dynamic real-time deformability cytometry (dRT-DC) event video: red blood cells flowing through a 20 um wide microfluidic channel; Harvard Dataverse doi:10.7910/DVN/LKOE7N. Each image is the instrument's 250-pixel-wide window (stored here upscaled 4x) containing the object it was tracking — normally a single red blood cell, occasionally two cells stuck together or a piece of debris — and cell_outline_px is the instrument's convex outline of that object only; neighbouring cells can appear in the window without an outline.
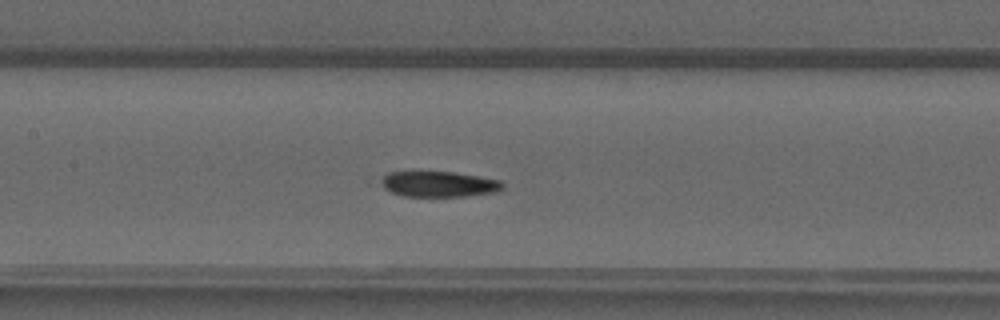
{"species": "common noctule bat (a hibernating species)", "species_latin": "Nyctalus noctula", "temperature_condition": "warm", "stored_images_in_passage": 40, "camera_frame_rate_fps": 3000, "um_per_image_px": 0.085, "animal": {"sex": "male", "forearm_length_mm": 52.5}, "frame": {"image": 1, "passage_image": 15, "time_ms": 4.667, "image_size_px": [1000, 320], "cell_outline_px": [[504, 188], [500, 192], [468, 196], [404, 196], [368, 184], [368, 176], [388, 172], [452, 172], [480, 176], [500, 180], [504, 184]], "centroid_in_image_um": [37.01, 15.63], "position_along_channel_um": 170.4, "area_um2": 19.54}}
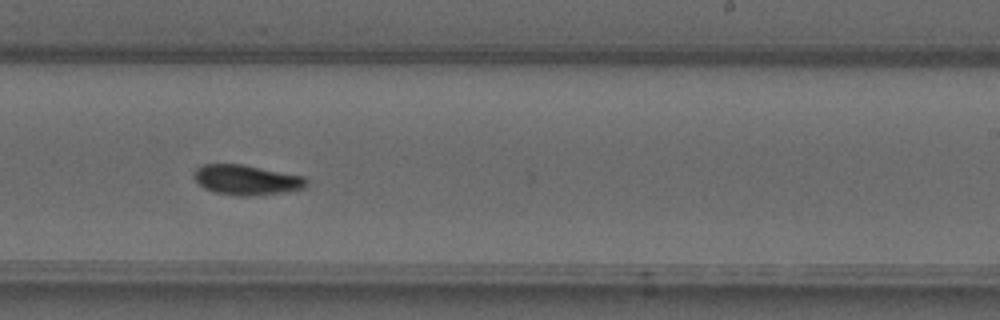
{"frame": {"image": 2, "passage_image": 22, "time_ms": 7.0, "image_size_px": [1000, 320], "cell_outline_px": [[308, 184], [304, 188], [284, 192], [252, 196], [240, 196], [216, 192], [204, 188], [192, 176], [192, 172], [200, 164], [240, 164], [304, 176], [308, 180]], "centroid_in_image_um": [20.94, 15.29], "position_along_channel_um": 268.1, "area_um2": 19.71}}
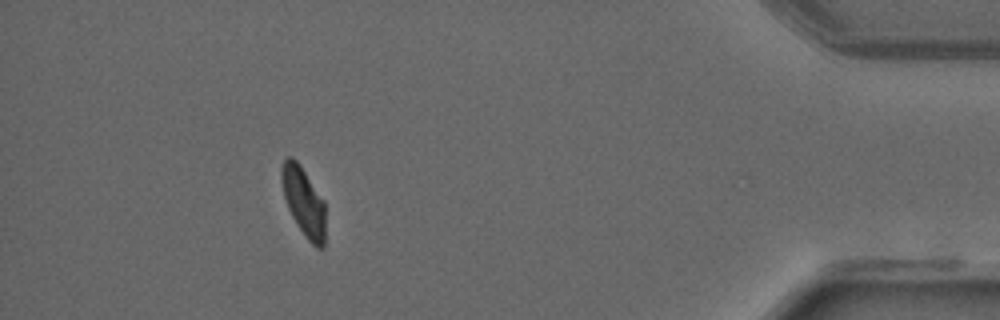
{"frame": {"image": 3, "passage_image": 36, "time_ms": 11.667, "image_size_px": [1000, 320], "cell_outline_px": [[324, 248], [316, 248], [308, 240], [296, 224], [288, 208], [284, 196], [280, 180], [280, 172], [284, 160], [288, 156], [292, 156], [300, 164], [324, 200]], "centroid_in_image_um": [25.79, 17.12], "position_along_channel_um": 409.4, "area_um2": 17.63}}